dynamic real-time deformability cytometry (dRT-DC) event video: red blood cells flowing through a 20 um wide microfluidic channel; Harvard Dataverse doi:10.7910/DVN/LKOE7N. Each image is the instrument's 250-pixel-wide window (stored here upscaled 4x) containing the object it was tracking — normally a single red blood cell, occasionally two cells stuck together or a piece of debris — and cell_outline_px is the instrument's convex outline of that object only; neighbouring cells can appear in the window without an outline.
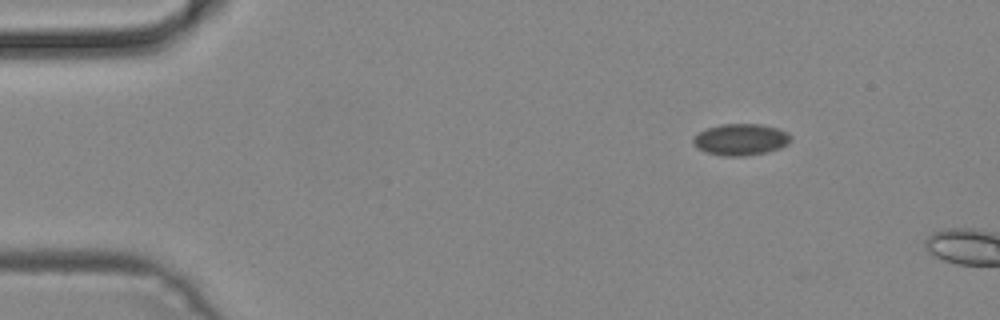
{"species": "common noctule bat (a hibernating species)", "species_latin": "Nyctalus noctula", "temperature_condition": "cold", "stored_images_in_passage": 3, "camera_frame_rate_fps": 3000, "um_per_image_px": 0.085, "animal": {"sex": "male", "body_mass_g": 19.2, "forearm_length_mm": 51.8}, "frame": {"image": 1, "passage_image": 1, "time_ms": 0.0, "image_size_px": [1000, 320], "cell_outline_px": [[792, 140], [788, 144], [780, 148], [768, 152], [740, 156], [724, 156], [708, 152], [696, 148], [692, 144], [692, 140], [700, 132], [708, 128], [720, 124], [760, 124], [776, 128], [788, 132], [792, 136]], "centroid_in_image_um": [62.99, 11.86], "position_along_channel_um": 22.0, "area_um2": 17.92}}